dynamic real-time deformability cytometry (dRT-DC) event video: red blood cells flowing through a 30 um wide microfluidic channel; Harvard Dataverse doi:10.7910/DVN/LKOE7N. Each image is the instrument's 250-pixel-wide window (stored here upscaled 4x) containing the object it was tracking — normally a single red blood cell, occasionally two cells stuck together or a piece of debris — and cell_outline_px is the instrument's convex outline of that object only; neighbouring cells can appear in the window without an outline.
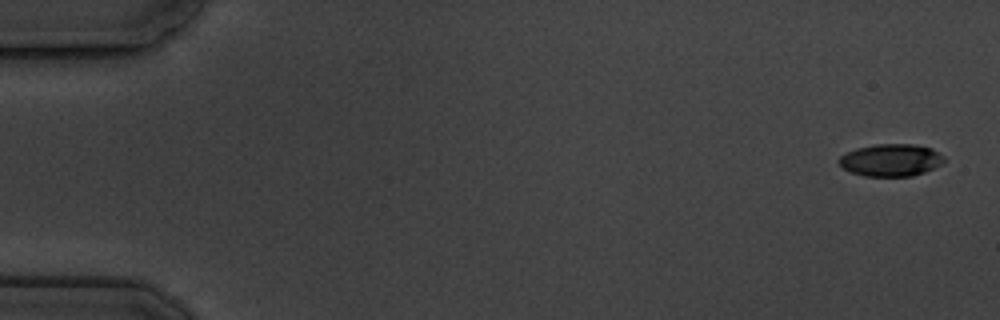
{"species": "common noctule bat (a hibernating species)", "species_latin": "Nyctalus noctula", "temperature_condition": "cold", "stored_images_in_passage": 4, "camera_frame_rate_fps": 3000, "um_per_image_px": 0.085, "animal": {"sex": "male", "body_mass_g": 19.5, "forearm_length_mm": 54.6}, "frame": {"image": 1, "passage_image": 1, "time_ms": 0.0, "image_size_px": [1000, 320], "cell_outline_px": [[944, 160], [940, 164], [924, 172], [912, 176], [864, 176], [852, 172], [844, 168], [840, 164], [840, 156], [856, 148], [876, 144], [912, 144], [932, 148], [944, 156]], "centroid_in_image_um": [75.74, 13.6], "position_along_channel_um": 9.3, "area_um2": 19.54}}